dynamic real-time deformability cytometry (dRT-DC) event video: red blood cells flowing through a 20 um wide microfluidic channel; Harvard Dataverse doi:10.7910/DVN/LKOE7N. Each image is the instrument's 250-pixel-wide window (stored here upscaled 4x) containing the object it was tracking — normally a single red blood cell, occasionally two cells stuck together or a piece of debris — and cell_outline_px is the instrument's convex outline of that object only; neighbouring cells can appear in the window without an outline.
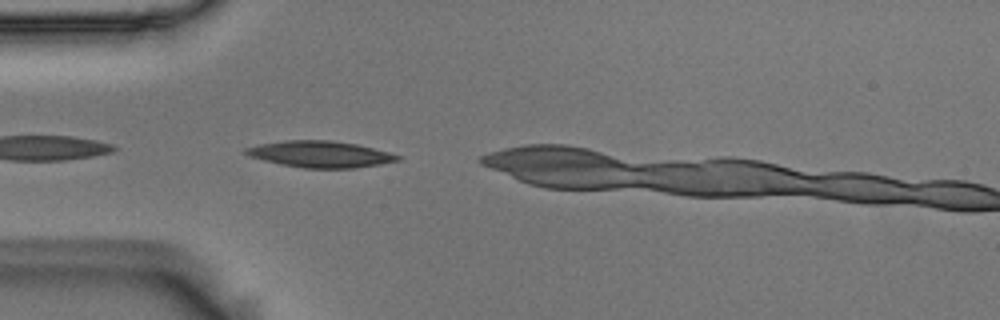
{"species": "Egyptian fruit bat (a non-hibernating species)", "species_latin": "Rousettus aegyptiacus", "temperature_condition": "room temperature", "stored_images_in_passage": 14, "camera_frame_rate_fps": 3000, "um_per_image_px": 0.085, "animal": {"sex": "male"}, "frame": {"image": 1, "passage_image": 1, "time_ms": 0.0, "image_size_px": [1000, 320], "cell_outline_px": [[400, 160], [380, 164], [356, 168], [304, 168], [280, 164], [248, 156], [244, 152], [244, 148], [260, 144], [284, 140], [332, 140], [356, 144], [388, 152], [400, 156]], "centroid_in_image_um": [27.19, 13.1], "position_along_channel_um": 57.8, "area_um2": 23.29}}